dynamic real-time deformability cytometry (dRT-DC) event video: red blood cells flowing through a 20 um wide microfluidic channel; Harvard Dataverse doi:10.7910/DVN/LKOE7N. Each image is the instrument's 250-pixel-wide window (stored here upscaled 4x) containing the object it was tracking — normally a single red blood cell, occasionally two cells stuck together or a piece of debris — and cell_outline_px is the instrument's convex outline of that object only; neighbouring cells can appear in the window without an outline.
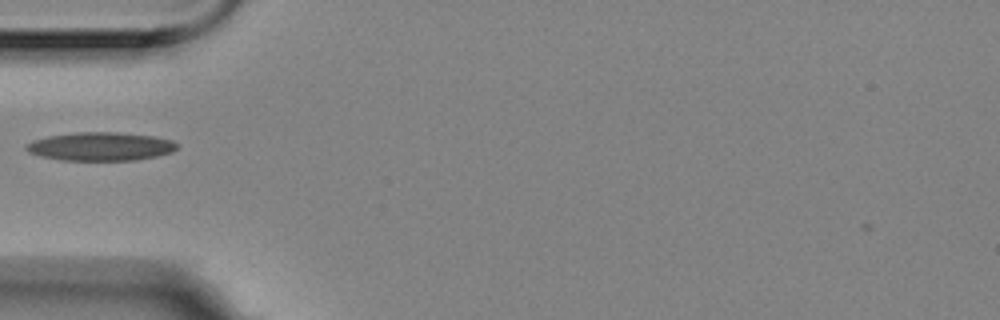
{"species": "Egyptian fruit bat (a non-hibernating species)", "species_latin": "Rousettus aegyptiacus", "temperature_condition": "room temperature", "stored_images_in_passage": 11, "camera_frame_rate_fps": 3000, "um_per_image_px": 0.085, "animal": {"sex": "female"}, "frame": {"image": 1, "passage_image": 1, "time_ms": 0.0, "image_size_px": [1000, 320], "cell_outline_px": [[180, 144], [172, 152], [156, 156], [136, 160], [60, 160], [40, 156], [28, 152], [24, 148], [24, 144], [32, 140], [48, 136], [76, 132], [116, 132], [152, 136], [172, 140]], "centroid_in_image_um": [8.51, 12.45], "position_along_channel_um": 76.5, "area_um2": 25.14}}
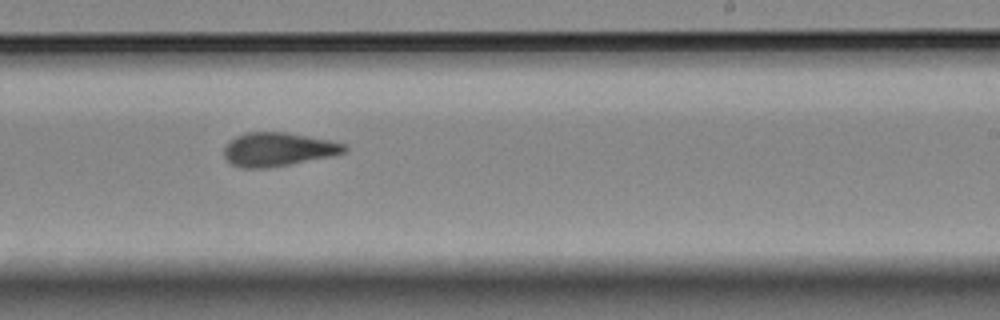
{"frame": {"image": 2, "passage_image": 6, "time_ms": 1.667, "image_size_px": [1000, 320], "cell_outline_px": [[348, 148], [344, 152], [328, 156], [288, 164], [264, 168], [244, 168], [232, 164], [224, 156], [224, 148], [228, 140], [244, 132], [284, 132], [328, 140], [344, 144]], "centroid_in_image_um": [23.56, 12.68], "position_along_channel_um": 265.4, "area_um2": 23.18}}
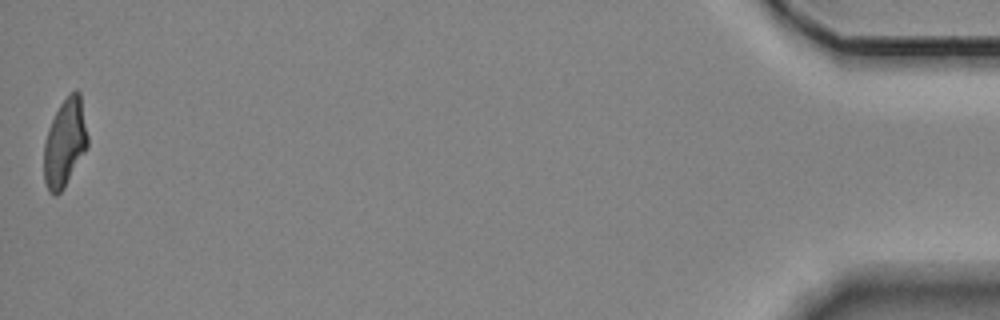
{"frame": {"image": 3, "passage_image": 11, "time_ms": 3.333, "image_size_px": [1000, 320], "cell_outline_px": [[88, 148], [64, 188], [56, 196], [48, 192], [44, 180], [44, 144], [48, 128], [60, 104], [76, 88], [80, 92], [88, 136]], "centroid_in_image_um": [5.52, 12.17], "position_along_channel_um": 429.7, "area_um2": 22.54}}